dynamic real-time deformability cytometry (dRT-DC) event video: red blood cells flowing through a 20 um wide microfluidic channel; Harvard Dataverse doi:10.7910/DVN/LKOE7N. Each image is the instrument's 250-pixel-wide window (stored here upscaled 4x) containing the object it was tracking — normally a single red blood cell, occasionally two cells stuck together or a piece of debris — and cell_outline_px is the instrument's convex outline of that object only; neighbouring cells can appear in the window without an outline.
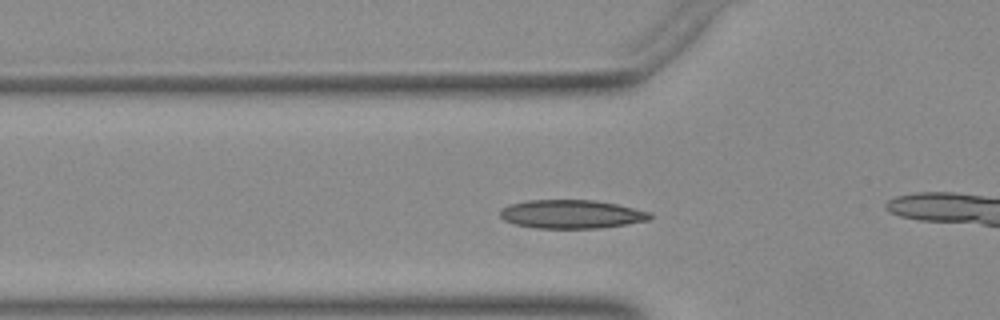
{"species": "Egyptian fruit bat (a non-hibernating species)", "species_latin": "Rousettus aegyptiacus", "temperature_condition": "warm", "stored_images_in_passage": 45, "camera_frame_rate_fps": 3000, "um_per_image_px": 0.085, "animal": {"sex": "female"}, "frame": {"image": 1, "passage_image": 10, "time_ms": 3.0, "image_size_px": [1000, 320], "cell_outline_px": [[652, 216], [648, 220], [600, 228], [536, 228], [516, 224], [504, 220], [500, 216], [500, 208], [508, 204], [524, 200], [592, 200], [616, 204], [652, 212]], "centroid_in_image_um": [48.53, 18.19], "position_along_channel_um": 77.3, "area_um2": 24.97}}
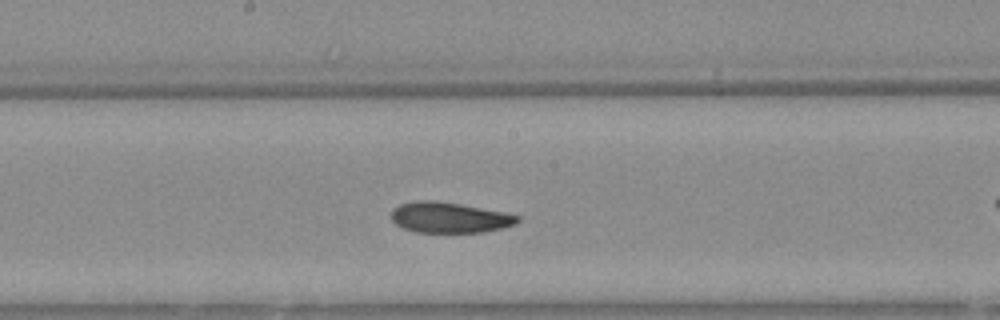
{"frame": {"image": 2, "passage_image": 20, "time_ms": 6.333, "image_size_px": [1000, 320], "cell_outline_px": [[520, 220], [516, 224], [504, 228], [484, 232], [416, 232], [404, 228], [396, 224], [392, 220], [392, 208], [400, 204], [416, 200], [432, 200], [460, 204], [504, 212], [520, 216]], "centroid_in_image_um": [38.22, 18.49], "position_along_channel_um": 210.0, "area_um2": 22.54}}
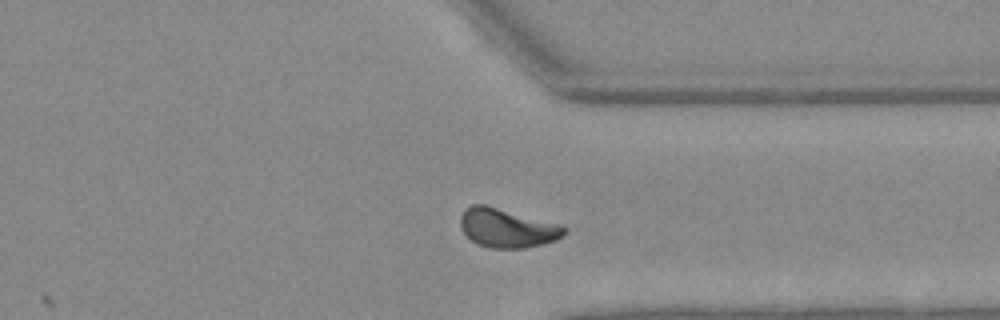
{"frame": {"image": 3, "passage_image": 32, "time_ms": 10.333, "image_size_px": [1000, 320], "cell_outline_px": [[568, 232], [564, 236], [556, 240], [524, 248], [488, 248], [476, 244], [460, 228], [460, 216], [464, 208], [472, 204], [484, 204], [568, 228]], "centroid_in_image_um": [43.04, 19.39], "position_along_channel_um": 368.4, "area_um2": 23.24}}